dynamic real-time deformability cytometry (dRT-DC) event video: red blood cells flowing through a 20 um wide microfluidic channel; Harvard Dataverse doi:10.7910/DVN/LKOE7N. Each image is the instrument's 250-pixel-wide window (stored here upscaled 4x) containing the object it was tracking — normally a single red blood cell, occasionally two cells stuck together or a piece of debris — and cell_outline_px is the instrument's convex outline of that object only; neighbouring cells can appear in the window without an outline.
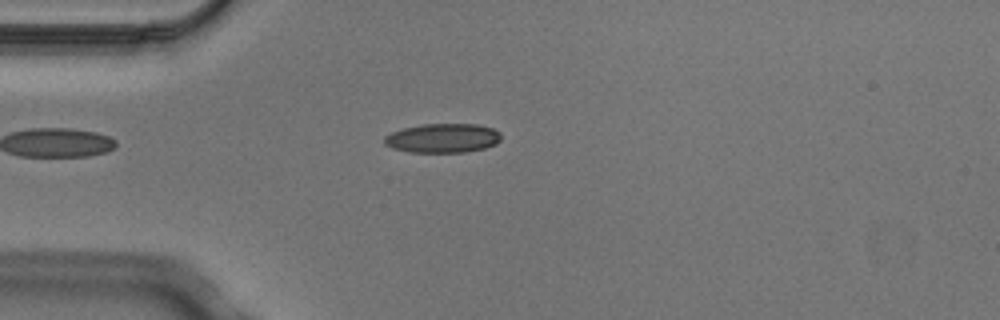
{"species": "Egyptian fruit bat (a non-hibernating species)", "species_latin": "Rousettus aegyptiacus", "temperature_condition": "cold", "stored_images_in_passage": 5, "camera_frame_rate_fps": 3000, "um_per_image_px": 0.085, "animal": {"sex": "male"}, "frame": {"image": 1, "passage_image": 4, "time_ms": 1.0, "image_size_px": [1000, 320], "cell_outline_px": [[500, 140], [496, 144], [484, 148], [464, 152], [412, 152], [392, 148], [384, 144], [384, 136], [392, 132], [404, 128], [424, 124], [476, 124], [492, 128], [500, 132]], "centroid_in_image_um": [37.63, 11.74], "position_along_channel_um": 47.4, "area_um2": 19.77}}